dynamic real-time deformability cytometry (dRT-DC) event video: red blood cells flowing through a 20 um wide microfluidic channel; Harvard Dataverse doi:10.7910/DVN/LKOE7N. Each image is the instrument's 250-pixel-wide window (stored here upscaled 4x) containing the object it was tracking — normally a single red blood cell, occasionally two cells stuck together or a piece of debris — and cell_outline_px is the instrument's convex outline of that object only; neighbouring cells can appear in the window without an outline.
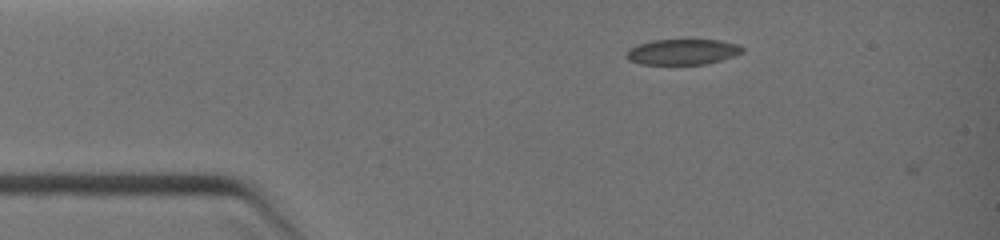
{"species": "common noctule bat (a hibernating species)", "species_latin": "Nyctalus noctula", "temperature_condition": "warm", "stored_images_in_passage": 9, "camera_frame_rate_fps": 3000, "um_per_image_px": 0.085, "animal": {"sex": "female", "body_mass_g": 19.0, "forearm_length_mm": 51.5}, "frame": {"image": 1, "passage_image": 4, "time_ms": 0.667, "image_size_px": [1000, 240], "cell_outline_px": [[744, 52], [720, 60], [704, 64], [640, 64], [628, 60], [624, 56], [628, 48], [636, 44], [652, 40], [720, 40], [736, 44], [744, 48]], "centroid_in_image_um": [57.95, 4.4], "position_along_channel_um": 27.1, "area_um2": 17.34}}